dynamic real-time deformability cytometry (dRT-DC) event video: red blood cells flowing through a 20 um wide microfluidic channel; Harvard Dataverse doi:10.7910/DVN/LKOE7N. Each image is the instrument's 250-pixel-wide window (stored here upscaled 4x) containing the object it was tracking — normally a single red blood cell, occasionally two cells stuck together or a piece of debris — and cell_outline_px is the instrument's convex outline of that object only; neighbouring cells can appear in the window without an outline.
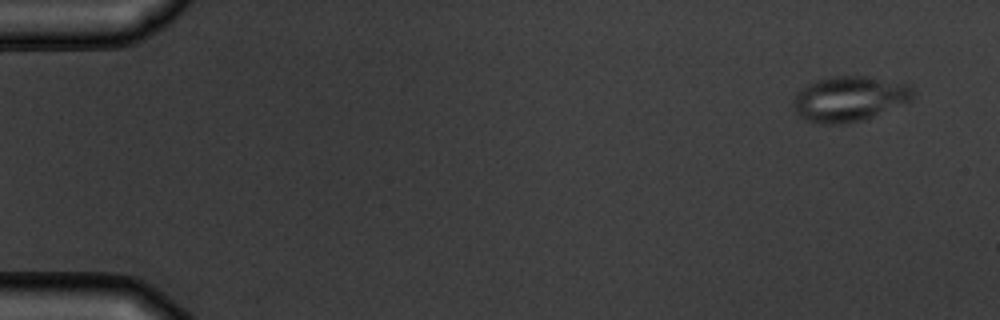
{"species": "common noctule bat (a hibernating species)", "species_latin": "Nyctalus noctula", "temperature_condition": "warm", "stored_images_in_passage": 4, "camera_frame_rate_fps": 3000, "um_per_image_px": 0.085, "animal": {"sex": "male", "body_mass_g": 19.5, "forearm_length_mm": 54.6}, "frame": {"image": 1, "passage_image": 1, "time_ms": 0.0, "image_size_px": [1000, 320], "cell_outline_px": [[916, 88], [912, 100], [864, 120], [844, 124], [820, 124], [804, 120], [792, 112], [792, 100], [796, 92], [812, 80], [828, 76], [868, 76], [908, 84]], "centroid_in_image_um": [72.13, 8.4], "position_along_channel_um": 12.9, "area_um2": 32.37}}